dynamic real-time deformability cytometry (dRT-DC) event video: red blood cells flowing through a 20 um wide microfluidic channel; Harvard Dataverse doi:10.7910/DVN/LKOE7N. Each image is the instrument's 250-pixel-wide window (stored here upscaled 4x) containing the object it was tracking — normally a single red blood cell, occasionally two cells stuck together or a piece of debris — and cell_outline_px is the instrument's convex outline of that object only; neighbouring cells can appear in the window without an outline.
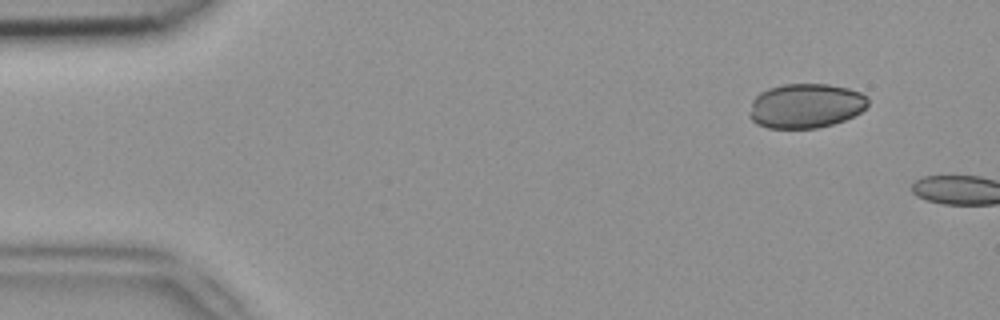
{"species": "common noctule bat (a hibernating species)", "species_latin": "Nyctalus noctula", "temperature_condition": "room temperature", "stored_images_in_passage": 4, "camera_frame_rate_fps": 3000, "um_per_image_px": 0.085, "animal": {"sex": "female", "body_mass_g": 18.4}, "frame": {"image": 1, "passage_image": 2, "time_ms": 0.333, "image_size_px": [1000, 320], "cell_outline_px": [[868, 104], [860, 112], [844, 120], [832, 124], [816, 128], [768, 128], [756, 124], [748, 116], [748, 112], [752, 100], [760, 92], [768, 88], [784, 84], [828, 84], [848, 88], [860, 92], [868, 96]], "centroid_in_image_um": [68.45, 8.99], "position_along_channel_um": 16.5, "area_um2": 30.92}}